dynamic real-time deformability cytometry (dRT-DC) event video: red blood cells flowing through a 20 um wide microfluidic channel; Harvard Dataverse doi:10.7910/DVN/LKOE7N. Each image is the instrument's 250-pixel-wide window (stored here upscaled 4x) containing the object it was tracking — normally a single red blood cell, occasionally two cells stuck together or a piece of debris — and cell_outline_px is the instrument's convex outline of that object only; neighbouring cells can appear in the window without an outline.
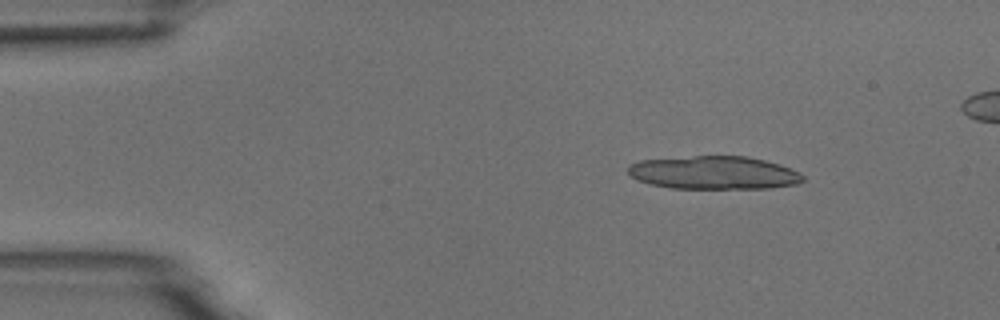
{"species": "common noctule bat (a hibernating species)", "species_latin": "Nyctalus noctula", "temperature_condition": "room temperature", "stored_images_in_passage": 5, "camera_frame_rate_fps": 3000, "um_per_image_px": 0.085, "animal": {"sex": "male", "body_mass_g": 18.8}, "frame": {"image": 1, "passage_image": 2, "time_ms": 1.333, "image_size_px": [1000, 320], "cell_outline_px": [[804, 180], [796, 184], [772, 188], [672, 188], [652, 184], [636, 180], [628, 172], [628, 164], [640, 160], [692, 156], [748, 156], [780, 164], [792, 168], [800, 172], [804, 176]], "centroid_in_image_um": [60.71, 14.67], "position_along_channel_um": 24.3, "area_um2": 33.93}}